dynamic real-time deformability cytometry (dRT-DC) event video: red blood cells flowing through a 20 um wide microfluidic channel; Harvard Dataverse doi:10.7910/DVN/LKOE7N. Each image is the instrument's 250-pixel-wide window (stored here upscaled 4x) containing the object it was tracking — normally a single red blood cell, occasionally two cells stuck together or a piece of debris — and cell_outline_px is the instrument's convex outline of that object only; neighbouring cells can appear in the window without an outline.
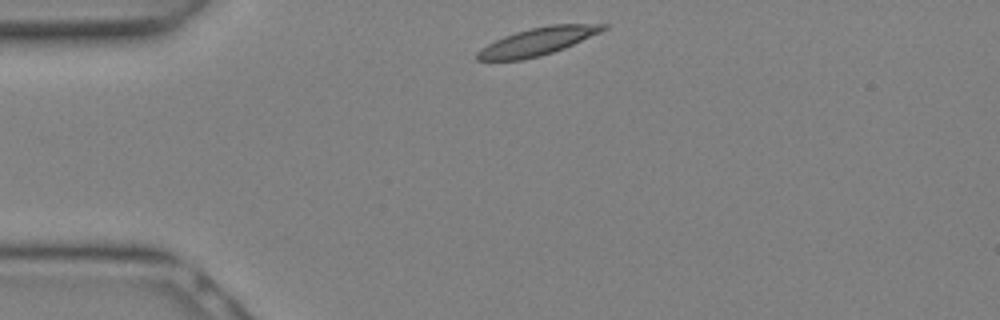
{"species": "Egyptian fruit bat (a non-hibernating species)", "species_latin": "Rousettus aegyptiacus", "temperature_condition": "warm", "stored_images_in_passage": 23, "camera_frame_rate_fps": 3000, "um_per_image_px": 0.085, "animal": {"sex": "female"}, "frame": {"image": 1, "passage_image": 1, "time_ms": 0.0, "image_size_px": [1000, 320], "cell_outline_px": [[608, 28], [600, 32], [564, 48], [540, 56], [520, 60], [476, 60], [476, 52], [480, 48], [504, 36], [516, 32], [532, 28], [552, 24], [608, 24]], "centroid_in_image_um": [45.68, 3.52], "position_along_channel_um": 39.3, "area_um2": 20.0}}
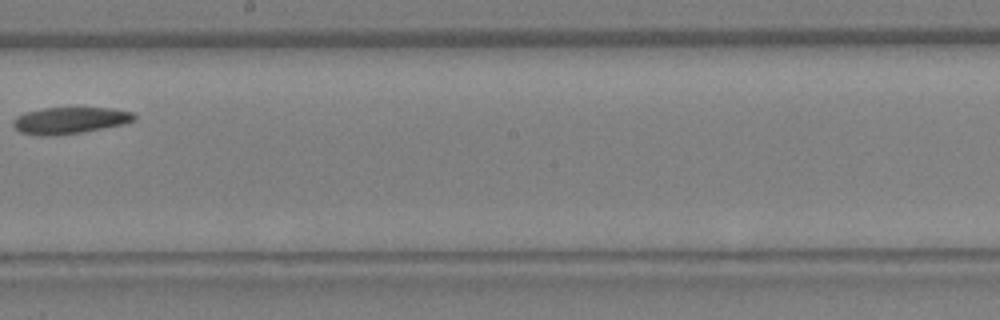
{"frame": {"image": 2, "passage_image": 11, "time_ms": 3.333, "image_size_px": [1000, 320], "cell_outline_px": [[136, 120], [124, 124], [104, 128], [56, 136], [36, 136], [20, 132], [12, 124], [12, 120], [16, 116], [24, 112], [44, 108], [112, 108], [132, 112], [136, 116]], "centroid_in_image_um": [5.91, 10.24], "position_along_channel_um": 242.3, "area_um2": 18.96}}
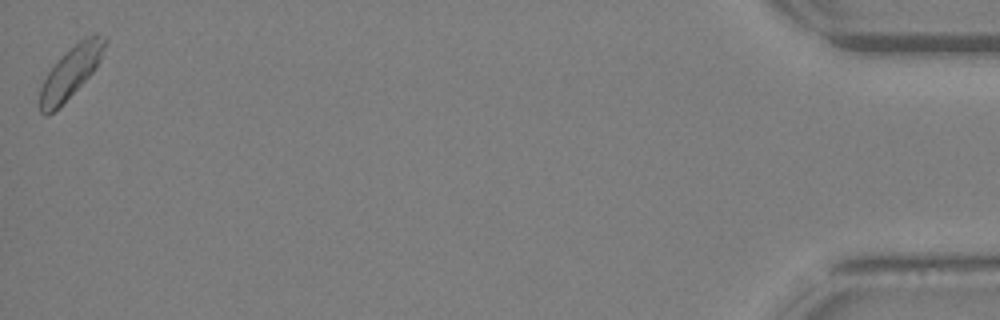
{"frame": {"image": 3, "passage_image": 23, "time_ms": 7.333, "image_size_px": [1000, 320], "cell_outline_px": [[108, 40], [100, 60], [96, 68], [48, 116], [44, 116], [40, 112], [40, 88], [48, 72], [84, 36], [96, 32], [108, 36]], "centroid_in_image_um": [6.07, 6.07], "position_along_channel_um": 429.1, "area_um2": 18.73}}